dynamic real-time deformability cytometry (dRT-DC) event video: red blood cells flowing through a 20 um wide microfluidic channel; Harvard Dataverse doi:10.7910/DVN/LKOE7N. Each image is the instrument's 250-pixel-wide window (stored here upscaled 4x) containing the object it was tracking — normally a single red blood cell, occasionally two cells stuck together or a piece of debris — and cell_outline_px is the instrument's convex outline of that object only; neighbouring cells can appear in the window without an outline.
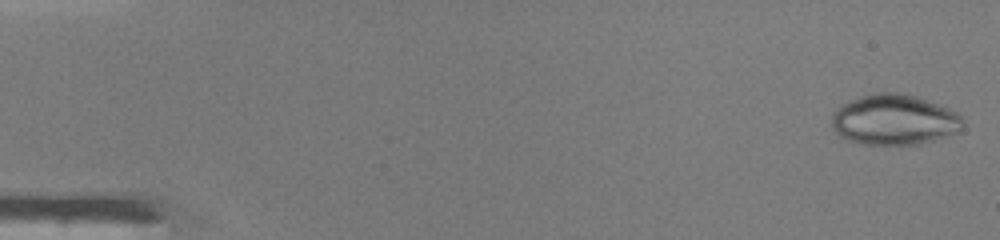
{"species": "common noctule bat (a hibernating species)", "species_latin": "Nyctalus noctula", "temperature_condition": "warm", "stored_images_in_passage": 46, "camera_frame_rate_fps": 3000, "um_per_image_px": 0.085, "animal": {"sex": "male", "body_mass_g": 19.0, "forearm_length_mm": 50.8}, "frame": {"image": 1, "passage_image": 1, "time_ms": 0.0, "image_size_px": [1000, 240], "cell_outline_px": [[964, 124], [960, 132], [948, 136], [920, 144], [864, 144], [848, 140], [840, 136], [832, 128], [832, 112], [840, 104], [876, 92], [904, 92], [916, 96], [948, 108], [956, 112], [964, 120]], "centroid_in_image_um": [76.02, 10.18], "position_along_channel_um": 9.0, "area_um2": 38.78}}
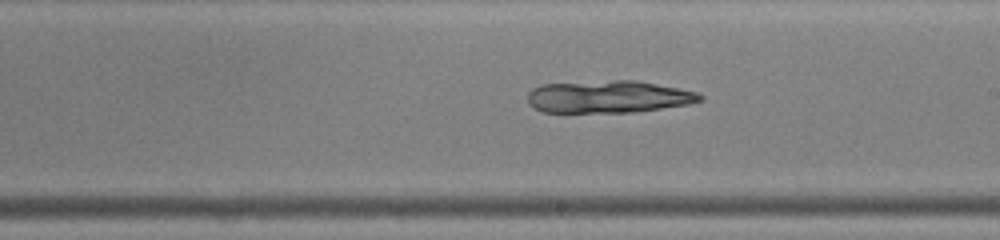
{"frame": {"image": 2, "passage_image": 27, "time_ms": 8.667, "image_size_px": [1000, 240], "cell_outline_px": [[704, 100], [688, 104], [632, 112], [544, 112], [532, 108], [528, 104], [528, 92], [532, 88], [540, 84], [616, 80], [636, 80], [696, 92], [704, 96]], "centroid_in_image_um": [51.66, 8.22], "position_along_channel_um": 237.3, "area_um2": 32.43}}
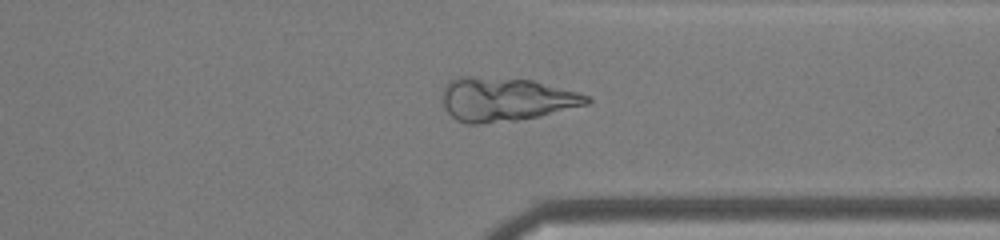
{"frame": {"image": 3, "passage_image": 36, "time_ms": 11.667, "image_size_px": [1000, 240], "cell_outline_px": [[592, 100], [588, 104], [540, 116], [516, 120], [480, 124], [464, 124], [456, 120], [444, 108], [444, 88], [452, 80], [460, 76], [472, 76], [532, 80], [592, 96]], "centroid_in_image_um": [43.01, 8.45], "position_along_channel_um": 368.4, "area_um2": 36.65}}